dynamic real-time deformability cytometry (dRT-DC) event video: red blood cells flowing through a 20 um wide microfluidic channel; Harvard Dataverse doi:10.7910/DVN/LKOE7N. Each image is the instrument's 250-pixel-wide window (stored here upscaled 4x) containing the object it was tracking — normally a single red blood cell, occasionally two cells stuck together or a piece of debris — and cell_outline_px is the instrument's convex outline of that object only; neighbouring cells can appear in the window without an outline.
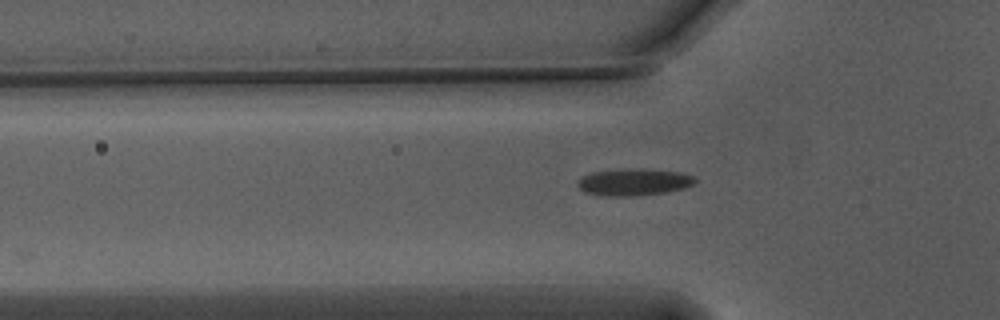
{"species": "Egyptian fruit bat (a non-hibernating species)", "species_latin": "Rousettus aegyptiacus", "temperature_condition": "warm", "stored_images_in_passage": 40, "camera_frame_rate_fps": 3000, "um_per_image_px": 0.085, "animal": {"sex": "male"}, "frame": {"image": 1, "passage_image": 5, "time_ms": 1.333, "image_size_px": [1000, 320], "cell_outline_px": [[696, 180], [692, 184], [684, 188], [664, 192], [632, 196], [604, 196], [584, 192], [576, 184], [584, 176], [592, 172], [632, 168], [644, 168], [676, 172], [692, 176]], "centroid_in_image_um": [53.84, 15.48], "position_along_channel_um": 72.0, "area_um2": 18.15}}
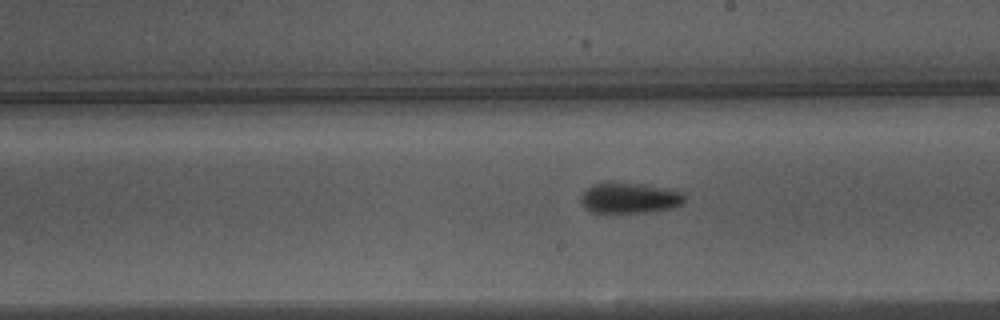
{"frame": {"image": 2, "passage_image": 18, "time_ms": 5.667, "image_size_px": [1000, 320], "cell_outline_px": [[684, 200], [680, 204], [672, 208], [644, 212], [592, 212], [580, 200], [580, 196], [588, 188], [604, 180], [608, 180], [680, 192], [684, 196]], "centroid_in_image_um": [53.43, 16.82], "position_along_channel_um": 235.6, "area_um2": 17.8}}
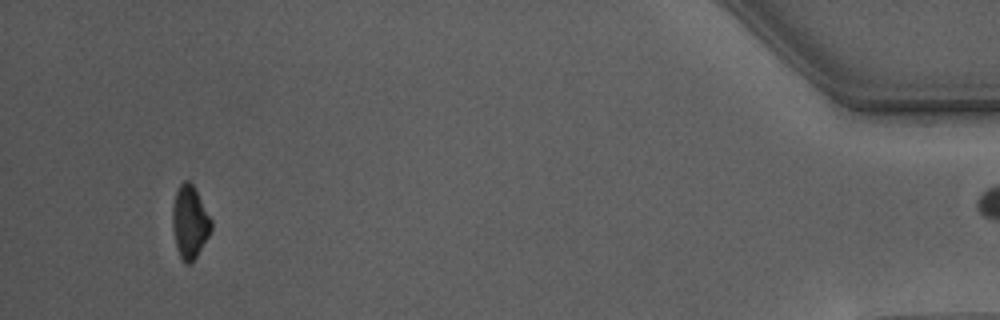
{"frame": {"image": 3, "passage_image": 39, "time_ms": 12.667, "image_size_px": [1000, 320], "cell_outline_px": [[212, 228], [208, 236], [192, 264], [184, 264], [180, 256], [176, 244], [172, 228], [172, 208], [176, 192], [180, 184], [184, 180], [188, 180], [192, 184], [212, 220]], "centroid_in_image_um": [16.12, 18.89], "position_along_channel_um": 419.1, "area_um2": 16.3}, "authors_computed_cell_mechanics": {"area_um2": 17.6868, "velocity_mm_per_s": 3.7616, "shape_relaxation_time_tau1_ms": null, "shape_relaxation_time_tau2_ms": 2.6248, "deformation_change_tau1": null, "deformation_change_tau2": 0.077}}